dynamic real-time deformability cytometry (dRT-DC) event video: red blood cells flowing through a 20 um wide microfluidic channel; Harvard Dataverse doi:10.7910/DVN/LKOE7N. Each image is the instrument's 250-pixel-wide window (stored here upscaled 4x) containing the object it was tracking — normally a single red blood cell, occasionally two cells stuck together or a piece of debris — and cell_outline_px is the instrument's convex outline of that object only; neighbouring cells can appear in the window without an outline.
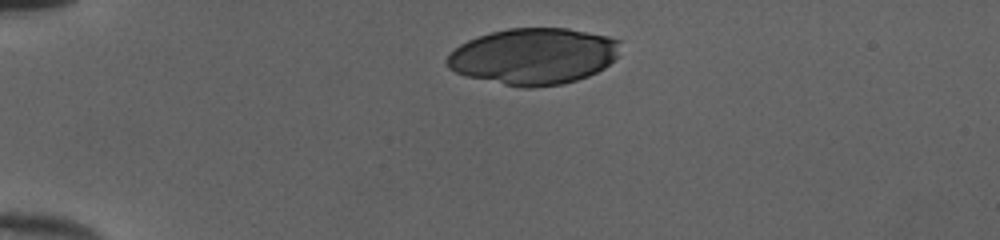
{"species": "human", "species_latin": "Homo sapiens", "temperature_condition": "cold", "stored_images_in_passage": 32, "camera_frame_rate_fps": 3000, "um_per_image_px": 0.085, "donor": {"sex": "female"}, "frame": {"image": 1, "passage_image": 1, "time_ms": 0.0, "image_size_px": [1000, 240], "cell_outline_px": [[620, 56], [604, 68], [588, 76], [564, 84], [532, 88], [520, 88], [464, 76], [448, 68], [444, 60], [460, 44], [468, 40], [492, 32], [508, 28], [568, 28], [608, 36], [620, 40]], "centroid_in_image_um": [45.37, 4.79], "position_along_channel_um": 39.6, "area_um2": 57.4}}